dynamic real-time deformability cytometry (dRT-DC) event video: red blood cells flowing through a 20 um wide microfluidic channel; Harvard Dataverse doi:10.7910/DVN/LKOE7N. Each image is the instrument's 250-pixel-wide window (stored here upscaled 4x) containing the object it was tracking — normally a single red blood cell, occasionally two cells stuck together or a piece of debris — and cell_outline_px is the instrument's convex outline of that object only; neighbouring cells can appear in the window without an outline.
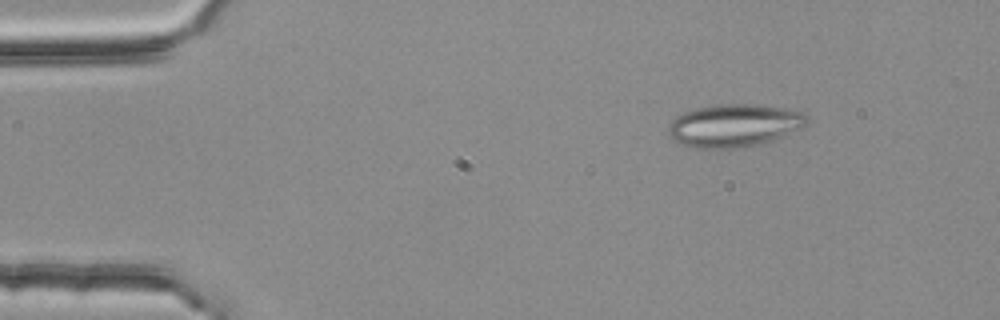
{"species": "common noctule bat (a hibernating species)", "species_latin": "Nyctalus noctula", "temperature_condition": "room temperature", "stored_images_in_passage": 3, "camera_frame_rate_fps": 3000, "um_per_image_px": 0.085, "animal": {"sex": "female", "body_mass_g": 25.1}, "frame": {"image": 1, "passage_image": 1, "time_ms": 0.0, "image_size_px": [1000, 320], "cell_outline_px": [[808, 124], [804, 128], [756, 144], [732, 148], [692, 148], [672, 140], [668, 132], [668, 128], [672, 120], [676, 116], [684, 112], [696, 108], [720, 104], [760, 104], [784, 108], [804, 112], [808, 120]], "centroid_in_image_um": [62.39, 10.65], "position_along_channel_um": 22.6, "area_um2": 34.45}}